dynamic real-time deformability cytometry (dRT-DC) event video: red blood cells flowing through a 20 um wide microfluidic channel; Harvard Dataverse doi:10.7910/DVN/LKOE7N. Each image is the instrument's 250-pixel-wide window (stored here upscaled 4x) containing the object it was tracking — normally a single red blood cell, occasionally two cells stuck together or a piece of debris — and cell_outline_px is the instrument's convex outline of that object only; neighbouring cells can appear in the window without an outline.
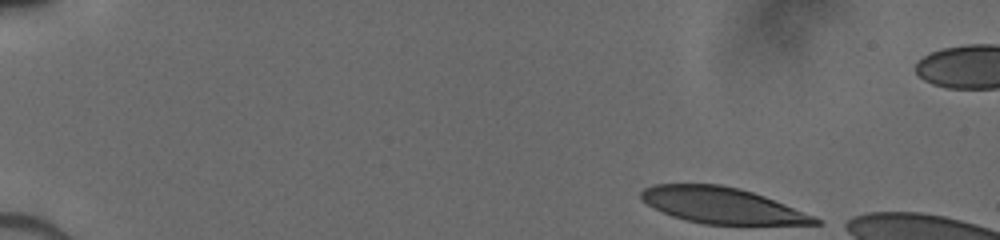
{"species": "human", "species_latin": "Homo sapiens", "temperature_condition": "cold", "stored_images_in_passage": 11, "camera_frame_rate_fps": 3000, "um_per_image_px": 0.085, "donor": {"sex": "male"}, "frame": {"image": 1, "passage_image": 1, "time_ms": 0.0, "image_size_px": [1000, 240], "cell_outline_px": [[824, 224], [704, 224], [684, 220], [672, 216], [648, 204], [640, 196], [640, 192], [644, 188], [652, 184], [720, 184], [740, 188], [764, 196], [816, 216]], "centroid_in_image_um": [61.38, 17.45], "position_along_channel_um": 23.6, "area_um2": 36.24}}